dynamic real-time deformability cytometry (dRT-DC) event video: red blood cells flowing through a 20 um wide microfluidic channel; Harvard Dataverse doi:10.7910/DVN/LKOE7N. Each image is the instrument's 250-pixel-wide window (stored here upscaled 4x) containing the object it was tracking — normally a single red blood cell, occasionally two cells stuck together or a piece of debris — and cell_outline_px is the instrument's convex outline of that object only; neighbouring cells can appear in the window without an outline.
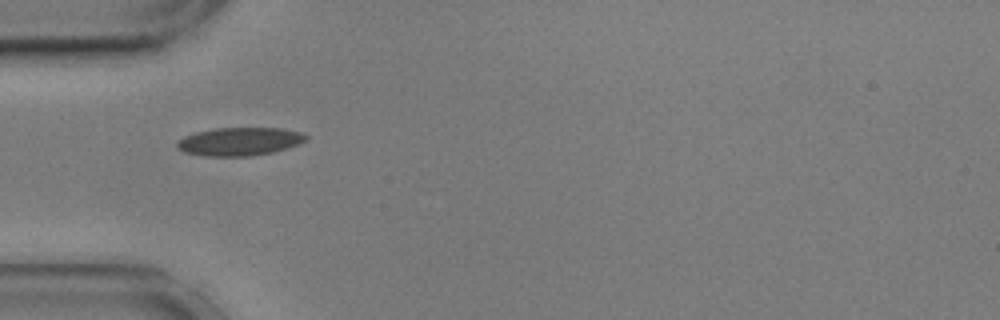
{"species": "common noctule bat (a hibernating species)", "species_latin": "Nyctalus noctula", "temperature_condition": "cold", "stored_images_in_passage": 25, "camera_frame_rate_fps": 3000, "um_per_image_px": 0.085, "animal": {"sex": "male", "body_mass_g": 17.9, "forearm_length_mm": 54.2}, "frame": {"image": 1, "passage_image": 1, "time_ms": 0.0, "image_size_px": [1000, 320], "cell_outline_px": [[308, 136], [300, 144], [288, 148], [272, 152], [252, 156], [204, 156], [184, 152], [176, 148], [176, 140], [184, 136], [196, 132], [212, 128], [280, 128], [300, 132]], "centroid_in_image_um": [20.31, 12.03], "position_along_channel_um": 64.7, "area_um2": 21.33}}
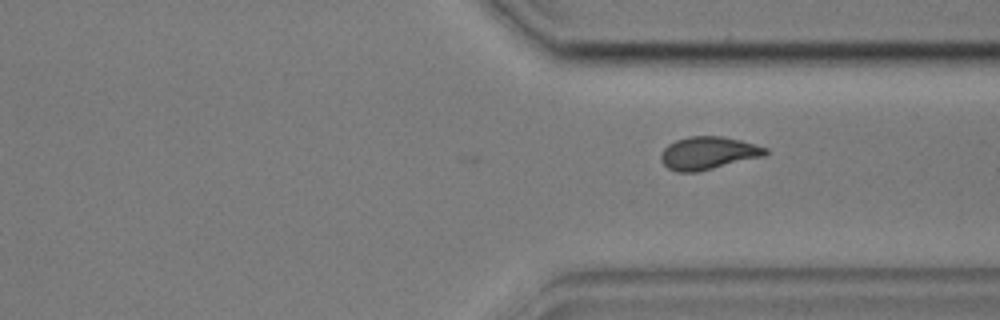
{"frame": {"image": 2, "passage_image": 25, "time_ms": 8.0, "image_size_px": [1000, 320], "cell_outline_px": [[768, 152], [764, 156], [696, 172], [676, 172], [668, 168], [660, 160], [660, 156], [664, 148], [668, 144], [676, 140], [688, 136], [724, 136], [756, 144], [768, 148]], "centroid_in_image_um": [60.19, 13.0], "position_along_channel_um": 351.2, "area_um2": 20.0}}